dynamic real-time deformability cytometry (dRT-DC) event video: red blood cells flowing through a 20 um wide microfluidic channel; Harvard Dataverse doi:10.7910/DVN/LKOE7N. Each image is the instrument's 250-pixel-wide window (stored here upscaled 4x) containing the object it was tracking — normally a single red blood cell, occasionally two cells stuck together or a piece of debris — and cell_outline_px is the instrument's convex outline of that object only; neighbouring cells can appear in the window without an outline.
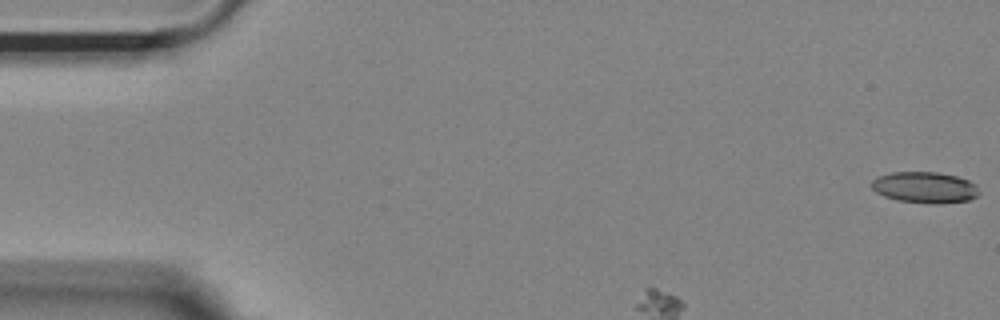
{"species": "Egyptian fruit bat (a non-hibernating species)", "species_latin": "Rousettus aegyptiacus", "temperature_condition": "room temperature", "stored_images_in_passage": 49, "camera_frame_rate_fps": 3000, "um_per_image_px": 0.085, "animal": {"sex": "female"}, "frame": {"image": 1, "passage_image": 1, "time_ms": 0.0, "image_size_px": [1000, 320], "cell_outline_px": [[980, 192], [976, 196], [968, 200], [940, 204], [936, 204], [900, 200], [884, 196], [876, 192], [872, 188], [872, 180], [876, 176], [892, 172], [936, 172], [956, 176], [968, 180], [976, 184]], "centroid_in_image_um": [78.61, 15.92], "position_along_channel_um": 6.4, "area_um2": 19.48}}